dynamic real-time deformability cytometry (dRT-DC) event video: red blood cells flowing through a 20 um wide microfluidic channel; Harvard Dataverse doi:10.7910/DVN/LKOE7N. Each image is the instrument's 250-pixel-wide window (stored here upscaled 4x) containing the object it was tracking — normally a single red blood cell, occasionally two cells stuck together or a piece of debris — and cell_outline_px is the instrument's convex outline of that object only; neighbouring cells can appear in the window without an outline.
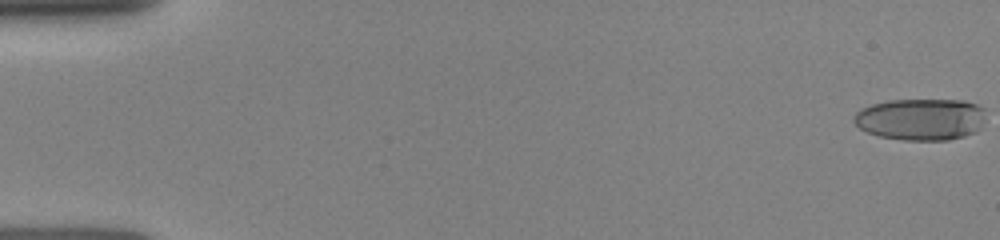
{"species": "human", "species_latin": "Homo sapiens", "temperature_condition": "room temperature", "stored_images_in_passage": 42, "camera_frame_rate_fps": 3000, "um_per_image_px": 0.085, "donor": {"sex": "female"}, "frame": {"image": 1, "passage_image": 1, "time_ms": 0.0, "image_size_px": [1000, 240], "cell_outline_px": [[984, 120], [980, 128], [976, 132], [964, 136], [948, 140], [904, 140], [880, 136], [868, 132], [860, 128], [852, 120], [852, 116], [860, 108], [872, 104], [888, 100], [964, 100], [976, 104], [984, 108]], "centroid_in_image_um": [78.26, 10.13], "position_along_channel_um": 6.7, "area_um2": 32.31}}
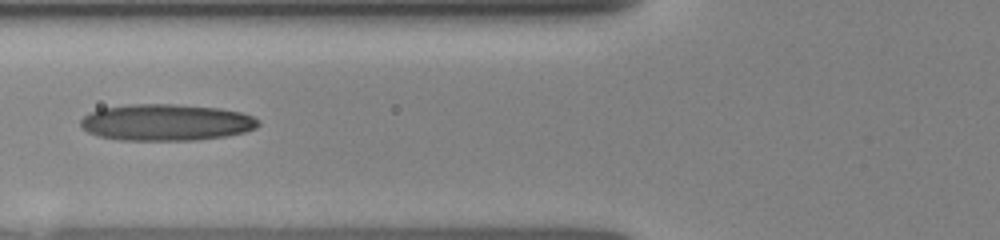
{"frame": {"image": 2, "passage_image": 25, "time_ms": 6.333, "image_size_px": [1000, 240], "cell_outline_px": [[260, 124], [256, 128], [244, 132], [224, 136], [196, 140], [120, 140], [96, 136], [80, 128], [80, 120], [84, 116], [100, 108], [128, 104], [172, 104], [220, 108], [240, 112], [252, 116], [260, 120]], "centroid_in_image_um": [14.09, 10.4], "position_along_channel_um": 111.7, "area_um2": 38.03}}
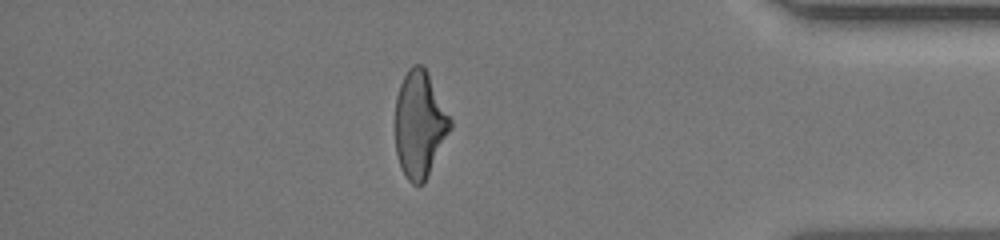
{"frame": {"image": 3, "passage_image": 39, "time_ms": 14.0, "image_size_px": [1000, 240], "cell_outline_px": [[452, 128], [424, 184], [412, 184], [408, 180], [400, 168], [396, 152], [396, 96], [400, 84], [408, 68], [412, 64], [420, 64], [428, 72], [452, 120]], "centroid_in_image_um": [35.68, 10.58], "position_along_channel_um": 399.5, "area_um2": 34.28}}